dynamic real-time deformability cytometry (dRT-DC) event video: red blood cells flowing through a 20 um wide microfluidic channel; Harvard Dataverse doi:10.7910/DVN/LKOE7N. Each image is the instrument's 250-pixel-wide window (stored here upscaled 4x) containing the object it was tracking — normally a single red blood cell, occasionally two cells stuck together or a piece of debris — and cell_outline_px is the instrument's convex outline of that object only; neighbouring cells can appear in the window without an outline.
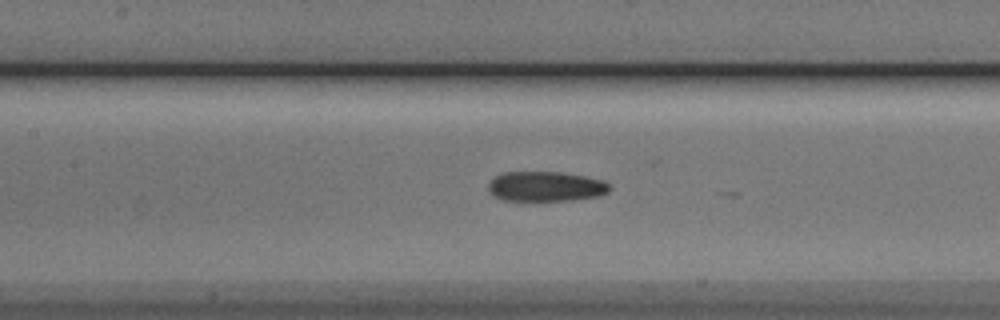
{"species": "Egyptian fruit bat (a non-hibernating species)", "species_latin": "Rousettus aegyptiacus", "temperature_condition": "cold", "stored_images_in_passage": 48, "camera_frame_rate_fps": 3000, "um_per_image_px": 0.085, "animal": {"sex": "male"}, "frame": {"image": 1, "passage_image": 23, "time_ms": 7.333, "image_size_px": [1000, 320], "cell_outline_px": [[612, 188], [608, 192], [600, 196], [572, 200], [504, 200], [496, 196], [488, 188], [488, 184], [496, 176], [504, 172], [560, 172], [584, 176], [604, 180]], "centroid_in_image_um": [46.45, 15.84], "position_along_channel_um": 161.0, "area_um2": 20.98}}
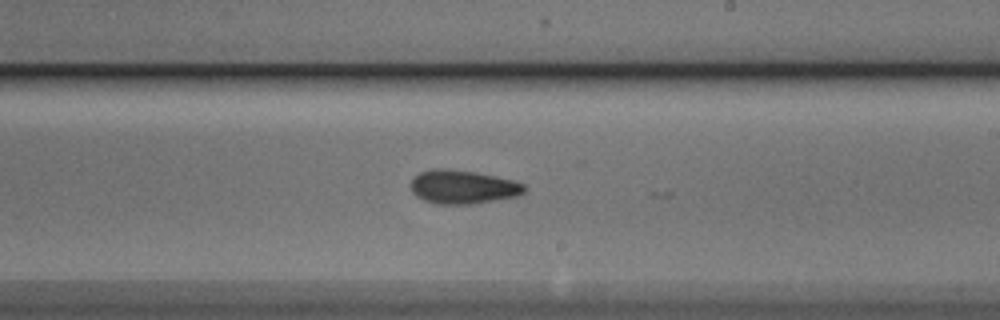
{"frame": {"image": 2, "passage_image": 30, "time_ms": 9.667, "image_size_px": [1000, 320], "cell_outline_px": [[524, 192], [516, 196], [472, 204], [436, 204], [424, 200], [416, 196], [412, 192], [412, 180], [420, 172], [436, 168], [444, 168], [476, 172], [496, 176], [512, 180], [524, 184]], "centroid_in_image_um": [39.33, 15.89], "position_along_channel_um": 249.7, "area_um2": 22.08}}
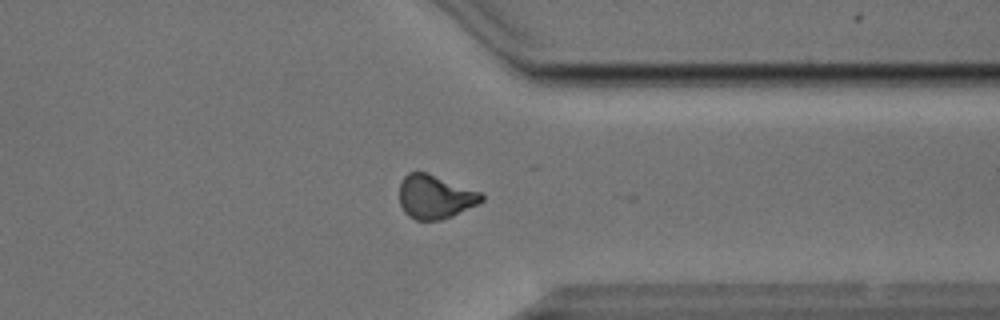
{"frame": {"image": 3, "passage_image": 40, "time_ms": 13.0, "image_size_px": [1000, 320], "cell_outline_px": [[484, 200], [480, 204], [452, 216], [440, 220], [416, 220], [408, 216], [404, 212], [400, 204], [400, 184], [404, 176], [408, 172], [424, 172], [480, 192], [484, 196]], "centroid_in_image_um": [36.98, 16.75], "position_along_channel_um": 374.4, "area_um2": 20.81}}